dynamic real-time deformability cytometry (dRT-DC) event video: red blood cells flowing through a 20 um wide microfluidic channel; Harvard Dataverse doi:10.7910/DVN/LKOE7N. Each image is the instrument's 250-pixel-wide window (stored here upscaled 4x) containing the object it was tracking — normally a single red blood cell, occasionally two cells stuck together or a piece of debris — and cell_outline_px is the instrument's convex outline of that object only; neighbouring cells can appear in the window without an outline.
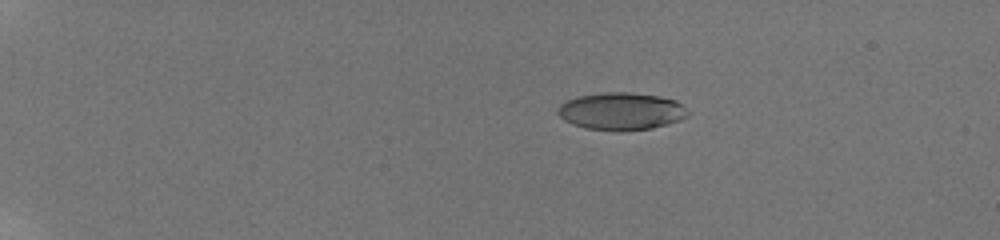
{"species": "human", "species_latin": "Homo sapiens", "temperature_condition": "room temperature", "stored_images_in_passage": 10, "camera_frame_rate_fps": 3000, "um_per_image_px": 0.085, "donor": {"sex": "male"}, "frame": {"image": 1, "passage_image": 6, "time_ms": 4.333, "image_size_px": [1000, 240], "cell_outline_px": [[688, 116], [680, 120], [652, 128], [624, 132], [620, 132], [584, 128], [572, 124], [564, 120], [556, 112], [556, 108], [560, 104], [568, 100], [580, 96], [604, 92], [632, 92], [660, 96], [676, 100], [688, 112]], "centroid_in_image_um": [52.78, 9.47], "position_along_channel_um": 32.2, "area_um2": 28.61}}
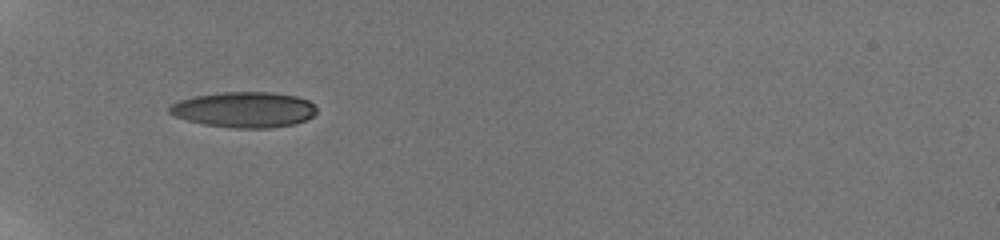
{"frame": {"image": 2, "passage_image": 9, "time_ms": 7.667, "image_size_px": [1000, 240], "cell_outline_px": [[316, 112], [312, 116], [296, 124], [268, 128], [236, 128], [204, 124], [188, 120], [176, 116], [168, 112], [168, 108], [172, 104], [180, 100], [196, 96], [224, 92], [272, 92], [296, 96], [308, 100], [316, 108]], "centroid_in_image_um": [20.77, 9.32], "position_along_channel_um": 64.2, "area_um2": 30.29}}